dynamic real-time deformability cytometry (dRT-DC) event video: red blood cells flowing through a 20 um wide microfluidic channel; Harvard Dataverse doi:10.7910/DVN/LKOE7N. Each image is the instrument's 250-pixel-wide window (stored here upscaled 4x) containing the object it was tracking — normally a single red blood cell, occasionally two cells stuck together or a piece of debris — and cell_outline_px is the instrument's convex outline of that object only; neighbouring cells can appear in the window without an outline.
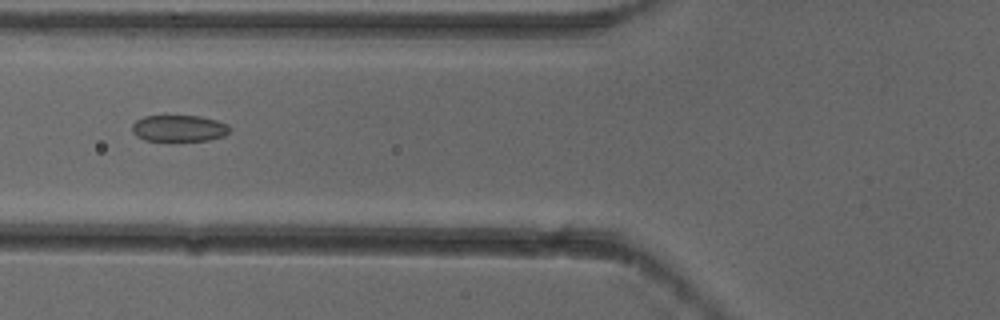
{"species": "common noctule bat (a hibernating species)", "species_latin": "Nyctalus noctula", "temperature_condition": "cold", "stored_images_in_passage": 8, "camera_frame_rate_fps": 3000, "um_per_image_px": 0.085, "animal": {"sex": "female"}, "frame": {"image": 1, "passage_image": 6, "time_ms": 1.667, "image_size_px": [1000, 320], "cell_outline_px": [[232, 128], [224, 136], [208, 140], [144, 140], [136, 136], [132, 132], [132, 124], [136, 120], [144, 116], [200, 116], [216, 120], [228, 124]], "centroid_in_image_um": [15.22, 10.9], "position_along_channel_um": 110.6, "area_um2": 15.03}}
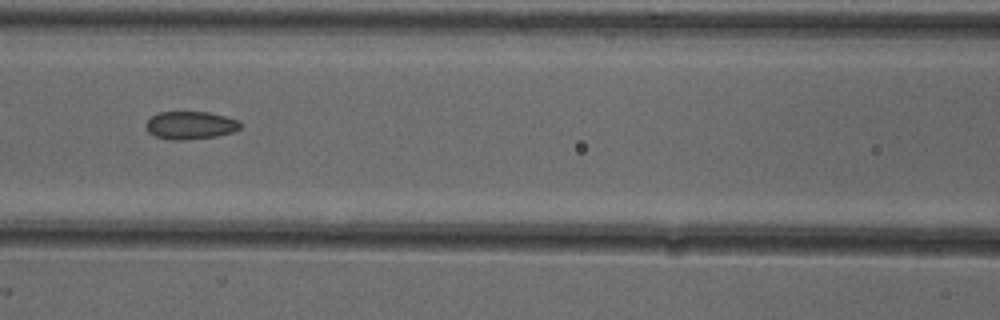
{"frame": {"image": 2, "passage_image": 7, "time_ms": 2.0, "image_size_px": [1000, 320], "cell_outline_px": [[240, 128], [232, 132], [216, 136], [184, 140], [172, 140], [156, 136], [148, 132], [144, 124], [152, 116], [160, 112], [208, 112], [240, 120]], "centroid_in_image_um": [16.17, 10.65], "position_along_channel_um": 150.4, "area_um2": 15.26}}
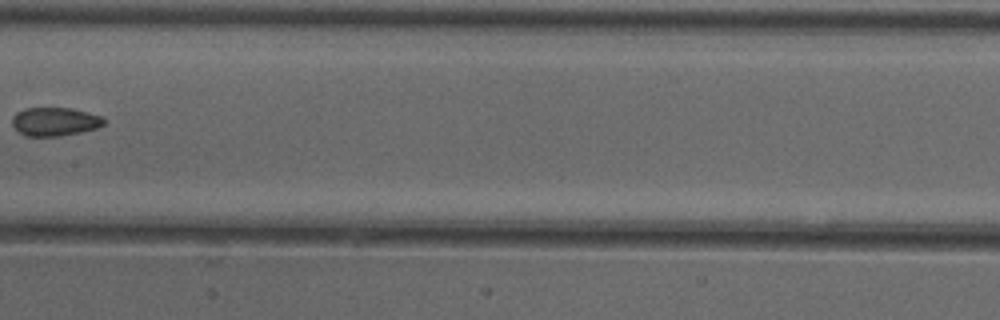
{"frame": {"image": 3, "passage_image": 8, "time_ms": 2.333, "image_size_px": [1000, 320], "cell_outline_px": [[104, 124], [96, 128], [80, 132], [60, 136], [24, 136], [12, 124], [12, 116], [16, 112], [24, 108], [72, 108], [100, 116], [104, 120]], "centroid_in_image_um": [4.62, 10.33], "position_along_channel_um": 202.8, "area_um2": 15.14}}